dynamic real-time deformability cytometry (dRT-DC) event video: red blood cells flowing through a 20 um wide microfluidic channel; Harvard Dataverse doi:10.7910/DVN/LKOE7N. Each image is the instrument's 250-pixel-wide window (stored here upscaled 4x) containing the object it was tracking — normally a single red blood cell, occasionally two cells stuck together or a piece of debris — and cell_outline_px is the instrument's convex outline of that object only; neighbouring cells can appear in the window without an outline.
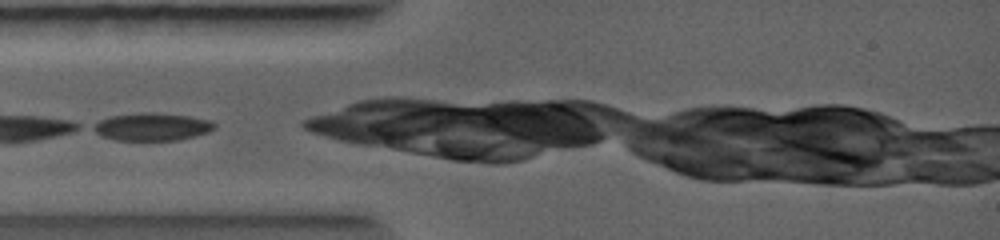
{"species": "common noctule bat (a hibernating species)", "species_latin": "Nyctalus noctula", "temperature_condition": "warm", "stored_images_in_passage": 20, "camera_frame_rate_fps": 5000, "um_per_image_px": 0.085, "animal": {"sex": "female", "body_mass_g": 19.0, "forearm_length_mm": 56.7}, "frame": {"image": 1, "passage_image": 1, "time_ms": 0.0, "image_size_px": [1000, 240], "cell_outline_px": [[216, 124], [212, 128], [204, 132], [192, 136], [176, 140], [116, 140], [104, 136], [88, 128], [112, 116], [188, 116], [204, 120]], "centroid_in_image_um": [12.86, 10.85], "position_along_channel_um": 72.1, "area_um2": 17.57}}